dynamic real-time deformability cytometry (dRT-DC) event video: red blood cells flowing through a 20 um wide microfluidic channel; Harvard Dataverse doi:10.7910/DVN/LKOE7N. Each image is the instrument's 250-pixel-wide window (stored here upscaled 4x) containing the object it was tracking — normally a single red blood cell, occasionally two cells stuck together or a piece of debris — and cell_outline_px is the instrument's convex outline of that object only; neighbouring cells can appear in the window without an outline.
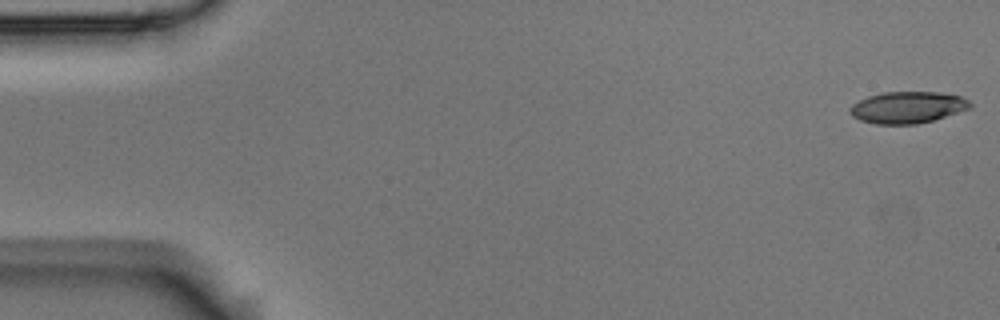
{"species": "Egyptian fruit bat (a non-hibernating species)", "species_latin": "Rousettus aegyptiacus", "temperature_condition": "room temperature", "stored_images_in_passage": 53, "camera_frame_rate_fps": 3000, "um_per_image_px": 0.085, "animal": {"sex": "male"}, "frame": {"image": 1, "passage_image": 1, "time_ms": 0.0, "image_size_px": [1000, 320], "cell_outline_px": [[972, 108], [932, 120], [916, 124], [876, 124], [860, 120], [852, 116], [848, 112], [848, 108], [852, 104], [868, 96], [884, 92], [940, 92], [964, 96], [972, 104]], "centroid_in_image_um": [77.15, 9.12], "position_along_channel_um": 7.9, "area_um2": 22.31}}
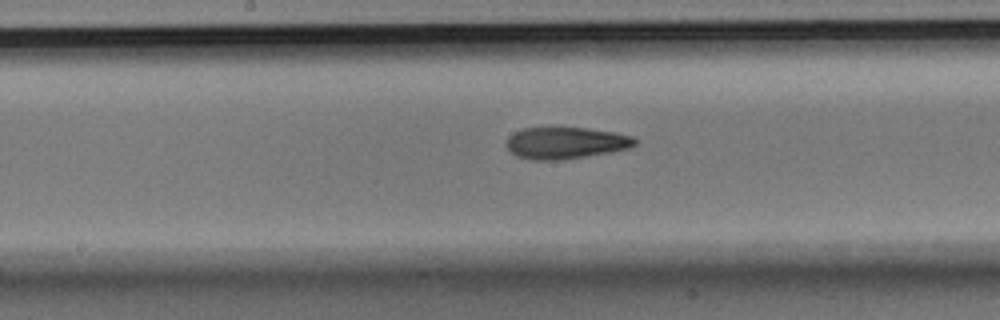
{"frame": {"image": 2, "passage_image": 28, "time_ms": 9.0, "image_size_px": [1000, 320], "cell_outline_px": [[636, 144], [628, 148], [608, 152], [584, 156], [556, 160], [536, 160], [516, 156], [504, 144], [508, 136], [524, 128], [588, 128], [616, 132], [632, 136], [636, 140]], "centroid_in_image_um": [48.06, 12.14], "position_along_channel_um": 200.1, "area_um2": 23.47}}
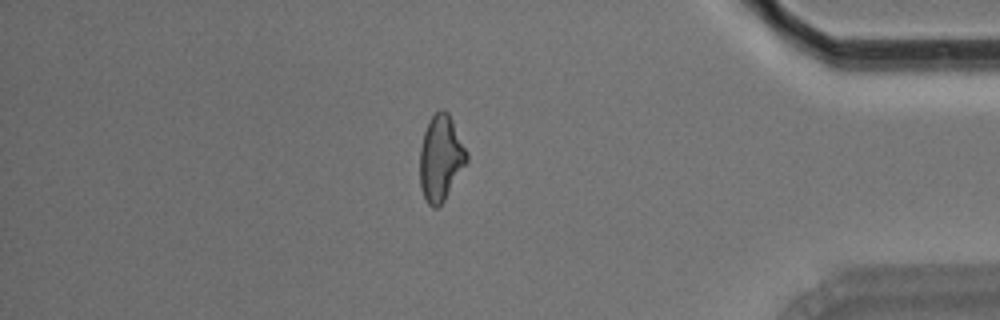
{"frame": {"image": 3, "passage_image": 47, "time_ms": 15.333, "image_size_px": [1000, 320], "cell_outline_px": [[468, 160], [444, 200], [436, 208], [432, 208], [428, 204], [420, 188], [420, 148], [424, 132], [428, 120], [440, 108], [444, 108], [448, 112], [468, 152]], "centroid_in_image_um": [37.45, 13.41], "position_along_channel_um": 397.7, "area_um2": 23.35}}